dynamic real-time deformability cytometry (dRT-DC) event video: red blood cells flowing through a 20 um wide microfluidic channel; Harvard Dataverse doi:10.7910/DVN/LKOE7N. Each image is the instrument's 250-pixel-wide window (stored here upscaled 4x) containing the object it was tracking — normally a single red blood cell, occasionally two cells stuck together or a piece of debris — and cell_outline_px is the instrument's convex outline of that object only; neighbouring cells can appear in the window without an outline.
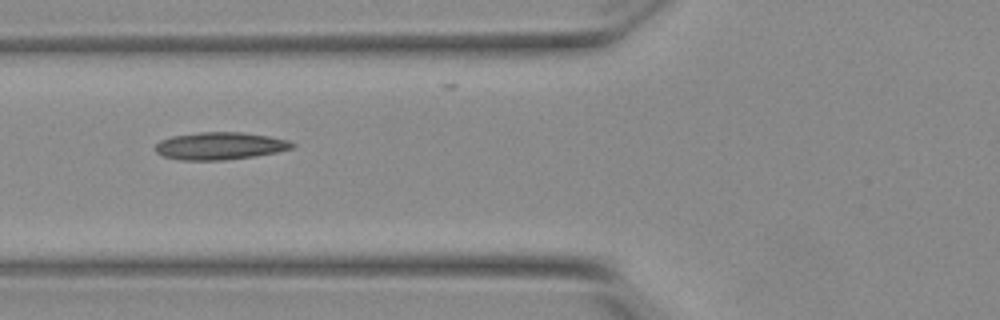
{"species": "Egyptian fruit bat (a non-hibernating species)", "species_latin": "Rousettus aegyptiacus", "temperature_condition": "warm", "stored_images_in_passage": 5, "camera_frame_rate_fps": 3000, "um_per_image_px": 0.085, "animal": {"sex": "female"}, "frame": {"image": 1, "passage_image": 2, "time_ms": 0.333, "image_size_px": [1000, 320], "cell_outline_px": [[296, 144], [292, 148], [276, 152], [252, 156], [224, 160], [180, 160], [164, 156], [156, 152], [156, 144], [160, 140], [172, 136], [200, 132], [244, 132], [268, 136], [288, 140]], "centroid_in_image_um": [18.69, 12.39], "position_along_channel_um": 107.1, "area_um2": 21.73}}